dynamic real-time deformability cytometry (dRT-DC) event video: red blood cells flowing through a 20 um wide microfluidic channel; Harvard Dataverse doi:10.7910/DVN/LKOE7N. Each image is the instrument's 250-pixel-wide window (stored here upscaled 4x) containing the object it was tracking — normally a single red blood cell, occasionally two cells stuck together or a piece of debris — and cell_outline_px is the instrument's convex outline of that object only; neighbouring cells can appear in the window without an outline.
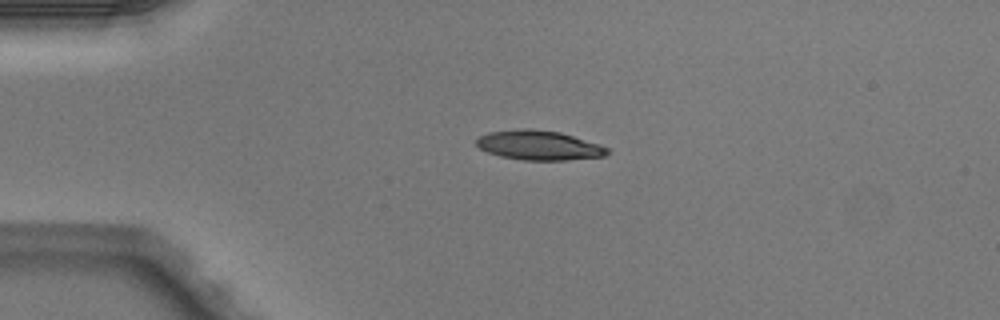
{"species": "Egyptian fruit bat (a non-hibernating species)", "species_latin": "Rousettus aegyptiacus", "temperature_condition": "warm", "stored_images_in_passage": 2, "camera_frame_rate_fps": 3000, "um_per_image_px": 0.085, "animal": {"sex": "male"}, "frame": {"image": 1, "passage_image": 1, "time_ms": 0.0, "image_size_px": [1000, 320], "cell_outline_px": [[612, 152], [604, 156], [564, 160], [524, 160], [500, 156], [488, 152], [480, 148], [476, 144], [476, 140], [480, 136], [488, 132], [520, 128], [532, 128], [560, 132], [600, 144], [608, 148]], "centroid_in_image_um": [45.82, 12.34], "position_along_channel_um": 39.2, "area_um2": 22.6}}